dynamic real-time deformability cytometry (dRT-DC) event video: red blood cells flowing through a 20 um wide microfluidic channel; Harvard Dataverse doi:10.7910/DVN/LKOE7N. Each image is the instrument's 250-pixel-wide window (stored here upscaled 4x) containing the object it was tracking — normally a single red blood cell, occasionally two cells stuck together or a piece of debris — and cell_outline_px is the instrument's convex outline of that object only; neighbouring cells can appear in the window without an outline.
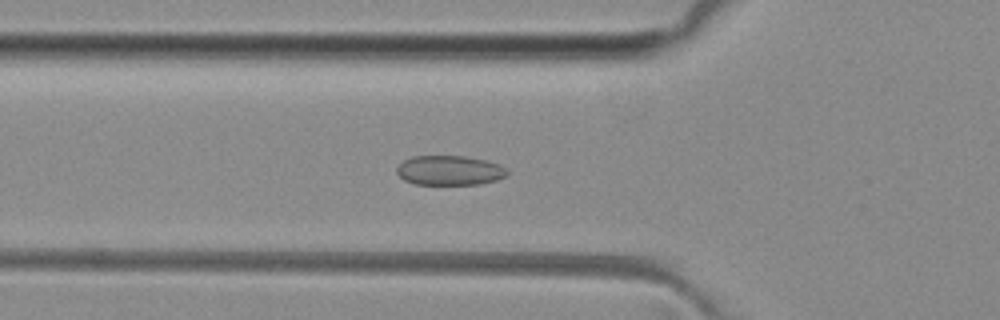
{"species": "common noctule bat (a hibernating species)", "species_latin": "Nyctalus noctula", "temperature_condition": "room temperature", "stored_images_in_passage": 50, "camera_frame_rate_fps": 3000, "um_per_image_px": 0.085, "animal": {"sex": "female", "body_mass_g": 29.2, "forearm_length_mm": 56.3}, "frame": {"image": 1, "passage_image": 17, "time_ms": 5.333, "image_size_px": [1000, 320], "cell_outline_px": [[508, 176], [496, 180], [480, 184], [416, 184], [404, 180], [396, 172], [396, 168], [404, 160], [412, 156], [464, 156], [488, 160], [500, 164], [508, 172]], "centroid_in_image_um": [38.23, 14.48], "position_along_channel_um": 87.6, "area_um2": 19.13}}
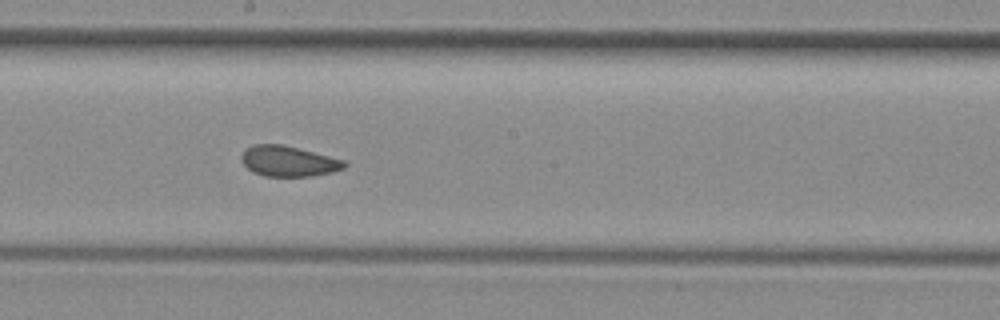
{"frame": {"image": 2, "passage_image": 27, "time_ms": 8.667, "image_size_px": [1000, 320], "cell_outline_px": [[348, 164], [344, 168], [332, 172], [308, 176], [264, 176], [252, 172], [244, 164], [240, 156], [244, 148], [252, 144], [280, 144], [344, 160]], "centroid_in_image_um": [24.47, 13.7], "position_along_channel_um": 223.7, "area_um2": 18.15}}
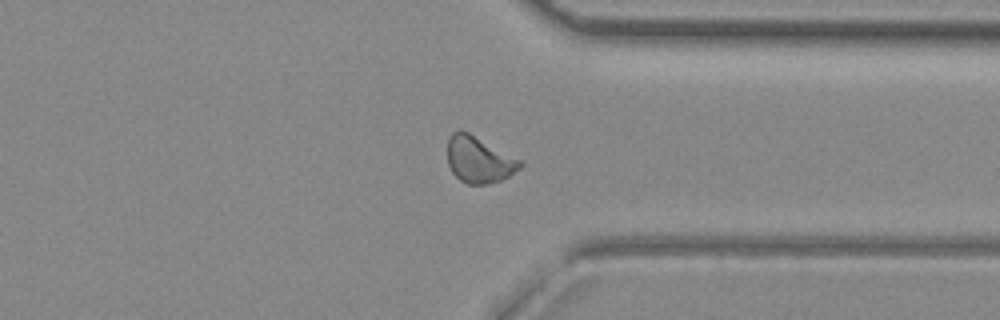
{"frame": {"image": 3, "passage_image": 38, "time_ms": 12.333, "image_size_px": [1000, 320], "cell_outline_px": [[524, 164], [520, 168], [504, 180], [488, 184], [468, 184], [460, 180], [452, 172], [448, 164], [448, 136], [452, 132], [460, 128], [524, 160]], "centroid_in_image_um": [40.75, 13.56], "position_along_channel_um": 370.7, "area_um2": 20.11}, "authors_computed_cell_mechanics": {"area_um2": 19.2185, "velocity_mm_per_s": 4.0819, "shape_relaxation_time_tau1_ms": null, "shape_relaxation_time_tau2_ms": 1.4088, "deformation_change_tau1": null, "deformation_change_tau2": 0.0672}}